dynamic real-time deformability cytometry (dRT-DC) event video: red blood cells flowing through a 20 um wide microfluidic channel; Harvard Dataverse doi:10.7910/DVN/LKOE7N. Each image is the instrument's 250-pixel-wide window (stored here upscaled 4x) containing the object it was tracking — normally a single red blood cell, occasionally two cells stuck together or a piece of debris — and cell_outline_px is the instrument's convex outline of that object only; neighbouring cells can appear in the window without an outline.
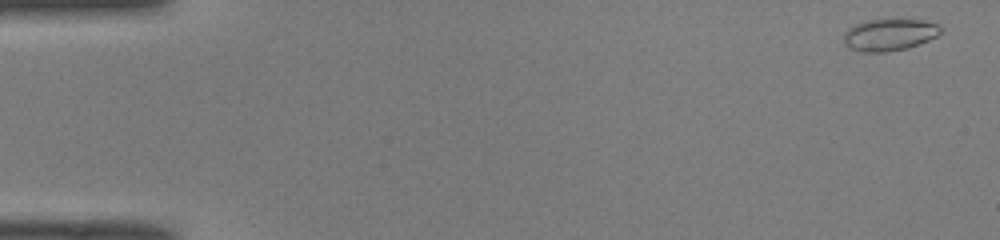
{"species": "common noctule bat (a hibernating species)", "species_latin": "Nyctalus noctula", "temperature_condition": "room temperature", "stored_images_in_passage": 49, "camera_frame_rate_fps": 3000, "um_per_image_px": 0.085, "animal": {"sex": "male", "body_mass_g": 19.0, "forearm_length_mm": 50.8}, "frame": {"image": 1, "passage_image": 1, "time_ms": 0.0, "image_size_px": [1000, 240], "cell_outline_px": [[944, 28], [936, 36], [928, 40], [904, 48], [880, 52], [864, 52], [848, 48], [844, 44], [844, 32], [848, 28], [864, 20], [888, 16], [924, 20], [936, 24]], "centroid_in_image_um": [75.57, 2.88], "position_along_channel_um": 9.4, "area_um2": 18.61}}
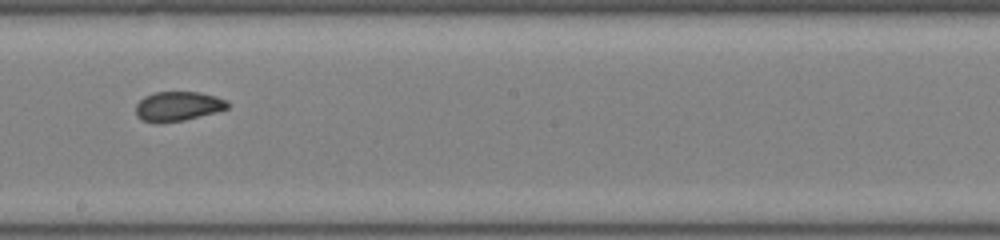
{"frame": {"image": 2, "passage_image": 28, "time_ms": 9.0, "image_size_px": [1000, 240], "cell_outline_px": [[228, 108], [216, 112], [184, 120], [160, 124], [156, 124], [140, 120], [136, 116], [136, 104], [144, 96], [156, 92], [200, 92], [216, 96], [228, 100]], "centroid_in_image_um": [15.09, 9.05], "position_along_channel_um": 233.1, "area_um2": 16.07}}
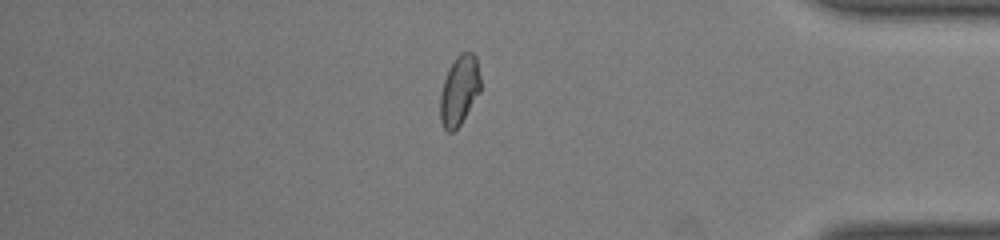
{"frame": {"image": 3, "passage_image": 42, "time_ms": 13.667, "image_size_px": [1000, 240], "cell_outline_px": [[480, 92], [460, 124], [452, 132], [448, 132], [444, 128], [440, 120], [440, 96], [444, 80], [448, 68], [456, 56], [460, 52], [472, 52], [476, 56], [480, 76]], "centroid_in_image_um": [39.04, 7.65], "position_along_channel_um": 396.2, "area_um2": 16.36}, "authors_computed_cell_mechanics": {"area_um2": 16.5308, "velocity_mm_per_s": 4.098, "shape_relaxation_time_tau1_ms": 9.206, "shape_relaxation_time_tau2_ms": 1.3072, "deformation_change_tau1": 0.2228, "deformation_change_tau2": 0.0584}}